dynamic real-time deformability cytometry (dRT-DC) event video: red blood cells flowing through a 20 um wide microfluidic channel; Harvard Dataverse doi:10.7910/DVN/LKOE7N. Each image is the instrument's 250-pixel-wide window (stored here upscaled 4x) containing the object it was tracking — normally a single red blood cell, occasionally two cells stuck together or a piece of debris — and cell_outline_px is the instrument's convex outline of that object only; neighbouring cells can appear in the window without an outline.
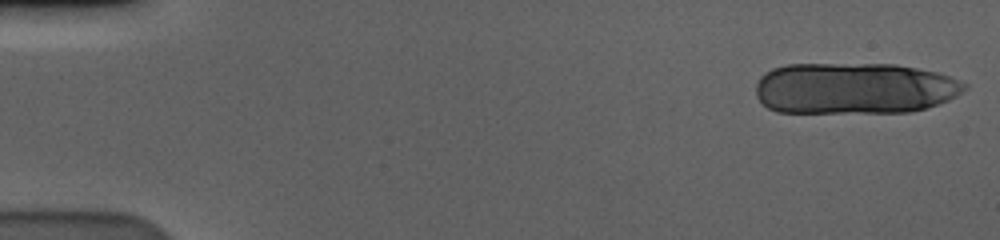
{"species": "human", "species_latin": "Homo sapiens", "temperature_condition": "cold", "stored_images_in_passage": 18, "camera_frame_rate_fps": 3000, "um_per_image_px": 0.085, "donor": {"sex": "male"}, "frame": {"image": 1, "passage_image": 1, "time_ms": 0.0, "image_size_px": [1000, 240], "cell_outline_px": [[968, 88], [956, 96], [948, 100], [924, 108], [908, 112], [776, 112], [768, 108], [756, 96], [756, 84], [760, 76], [764, 72], [772, 68], [788, 64], [896, 64], [936, 72], [948, 76], [968, 84]], "centroid_in_image_um": [72.59, 7.5], "position_along_channel_um": 12.4, "area_um2": 62.71}}